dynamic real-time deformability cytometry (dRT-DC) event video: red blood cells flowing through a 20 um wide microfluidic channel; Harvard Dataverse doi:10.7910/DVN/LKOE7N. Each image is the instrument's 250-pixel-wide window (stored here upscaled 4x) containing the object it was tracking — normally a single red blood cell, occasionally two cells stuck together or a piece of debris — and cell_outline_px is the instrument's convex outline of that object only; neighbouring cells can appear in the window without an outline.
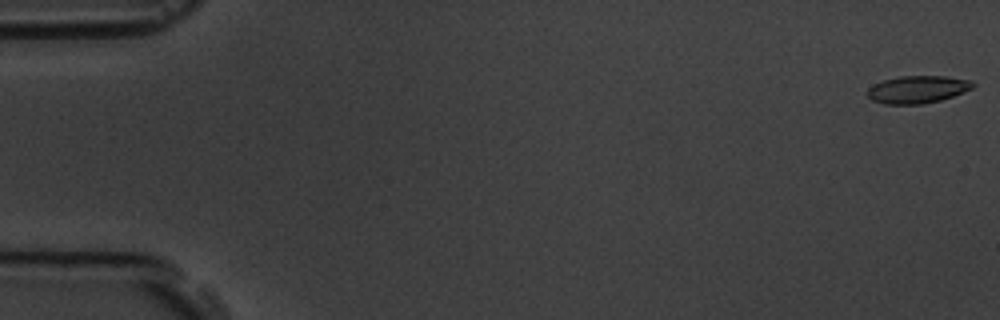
{"species": "common noctule bat (a hibernating species)", "species_latin": "Nyctalus noctula", "temperature_condition": "room temperature", "stored_images_in_passage": 5, "camera_frame_rate_fps": 3000, "um_per_image_px": 0.085, "animal": {"sex": "male", "body_mass_g": 19.5, "forearm_length_mm": 54.6}, "frame": {"image": 1, "passage_image": 1, "time_ms": 0.0, "image_size_px": [1000, 320], "cell_outline_px": [[976, 84], [972, 88], [964, 92], [940, 100], [920, 104], [884, 104], [872, 100], [868, 96], [868, 88], [872, 84], [884, 80], [900, 76], [948, 76], [972, 80]], "centroid_in_image_um": [78.0, 7.59], "position_along_channel_um": 7.0, "area_um2": 16.94}}
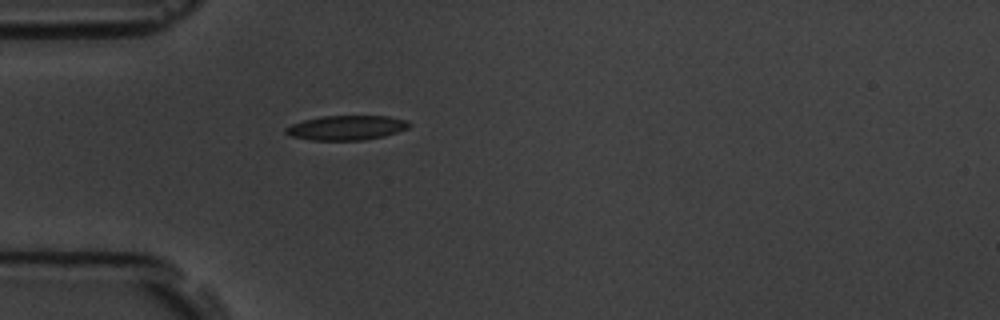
{"frame": {"image": 2, "passage_image": 5, "time_ms": 5.333, "image_size_px": [1000, 320], "cell_outline_px": [[412, 124], [408, 128], [384, 136], [364, 140], [312, 140], [292, 136], [284, 132], [284, 128], [292, 124], [304, 120], [320, 116], [388, 116], [408, 120]], "centroid_in_image_um": [29.47, 10.85], "position_along_channel_um": 55.5, "area_um2": 17.69}}